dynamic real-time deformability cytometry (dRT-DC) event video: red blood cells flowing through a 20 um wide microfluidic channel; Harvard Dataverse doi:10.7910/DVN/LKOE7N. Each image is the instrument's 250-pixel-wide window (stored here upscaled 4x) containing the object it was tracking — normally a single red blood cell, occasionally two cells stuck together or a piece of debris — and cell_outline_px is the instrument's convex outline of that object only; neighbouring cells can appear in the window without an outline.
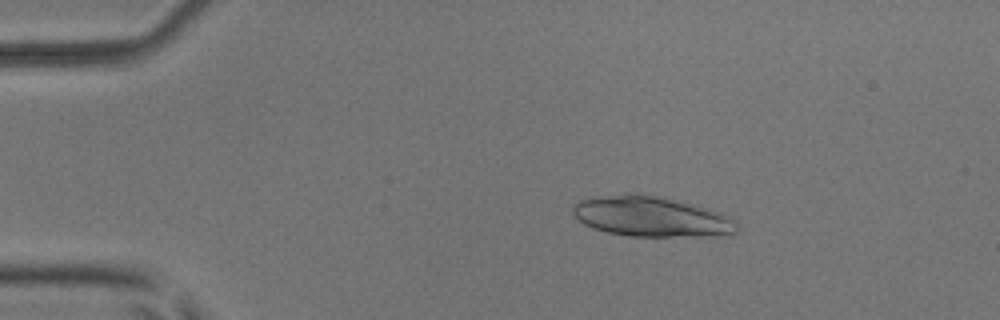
{"species": "common noctule bat (a hibernating species)", "species_latin": "Nyctalus noctula", "temperature_condition": "room temperature", "stored_images_in_passage": 49, "camera_frame_rate_fps": 3000, "um_per_image_px": 0.085, "animal": {"sex": "male", "body_mass_g": 17.9, "forearm_length_mm": 54.2}, "frame": {"image": 1, "passage_image": 8, "time_ms": 2.333, "image_size_px": [1000, 320], "cell_outline_px": [[740, 228], [736, 232], [712, 236], [628, 236], [608, 232], [592, 228], [584, 224], [572, 212], [572, 204], [580, 200], [628, 192], [636, 192], [676, 200], [708, 208], [732, 216], [736, 220]], "centroid_in_image_um": [55.39, 18.4], "position_along_channel_um": 29.6, "area_um2": 38.73}}